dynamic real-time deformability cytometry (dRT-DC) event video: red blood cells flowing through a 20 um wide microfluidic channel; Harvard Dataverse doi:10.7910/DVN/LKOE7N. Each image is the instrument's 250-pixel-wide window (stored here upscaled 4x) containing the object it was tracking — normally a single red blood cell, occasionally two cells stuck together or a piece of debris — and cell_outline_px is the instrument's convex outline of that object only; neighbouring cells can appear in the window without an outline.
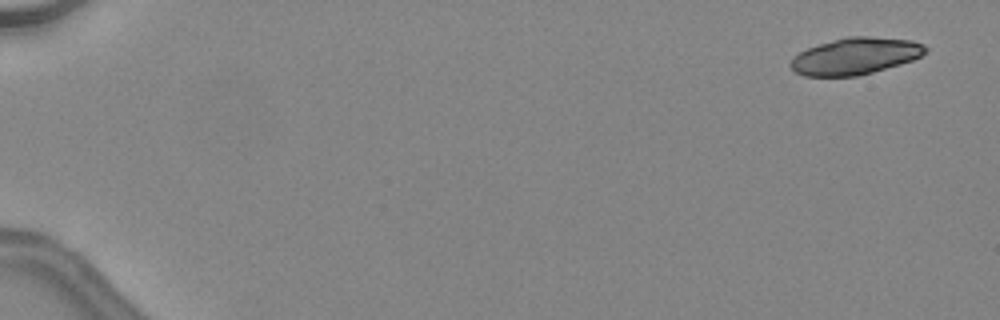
{"species": "common noctule bat (a hibernating species)", "species_latin": "Nyctalus noctula", "temperature_condition": "warm", "stored_images_in_passage": 15, "camera_frame_rate_fps": 3000, "um_per_image_px": 0.085, "animal": {"sex": "female", "body_mass_g": 24.6, "forearm_length_mm": 56.2}, "frame": {"image": 1, "passage_image": 3, "time_ms": 0.667, "image_size_px": [1000, 320], "cell_outline_px": [[928, 52], [912, 60], [900, 64], [872, 72], [856, 76], [804, 76], [796, 72], [788, 64], [792, 56], [808, 48], [820, 44], [848, 36], [868, 36], [912, 40], [924, 44], [928, 48]], "centroid_in_image_um": [72.71, 4.76], "position_along_channel_um": 12.3, "area_um2": 28.84}}